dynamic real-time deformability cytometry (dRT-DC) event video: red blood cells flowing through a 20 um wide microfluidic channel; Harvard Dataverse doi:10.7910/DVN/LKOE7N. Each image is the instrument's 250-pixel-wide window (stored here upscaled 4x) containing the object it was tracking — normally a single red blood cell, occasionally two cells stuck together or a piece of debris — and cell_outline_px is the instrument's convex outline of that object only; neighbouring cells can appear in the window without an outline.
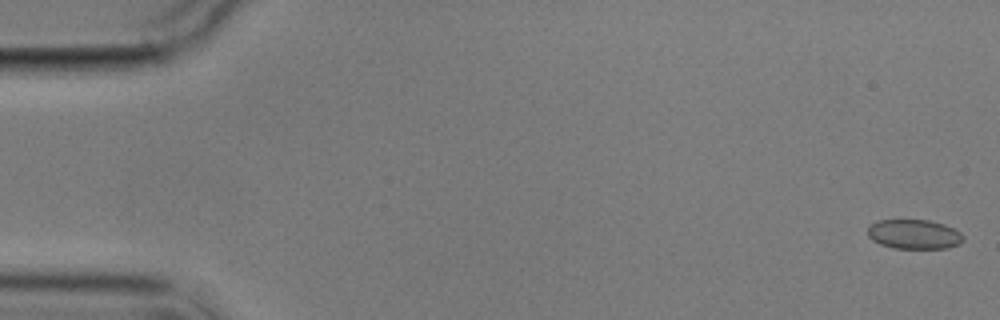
{"species": "common noctule bat (a hibernating species)", "species_latin": "Nyctalus noctula", "temperature_condition": "cold", "stored_images_in_passage": 8, "camera_frame_rate_fps": 3000, "um_per_image_px": 0.085, "animal": {"sex": "male", "body_mass_g": 17.9}, "frame": {"image": 1, "passage_image": 1, "time_ms": 0.0, "image_size_px": [1000, 320], "cell_outline_px": [[964, 240], [960, 244], [948, 248], [896, 248], [880, 244], [872, 240], [868, 236], [868, 228], [876, 220], [928, 220], [944, 224], [960, 232], [964, 236]], "centroid_in_image_um": [77.71, 19.91], "position_along_channel_um": 7.3, "area_um2": 16.42}}
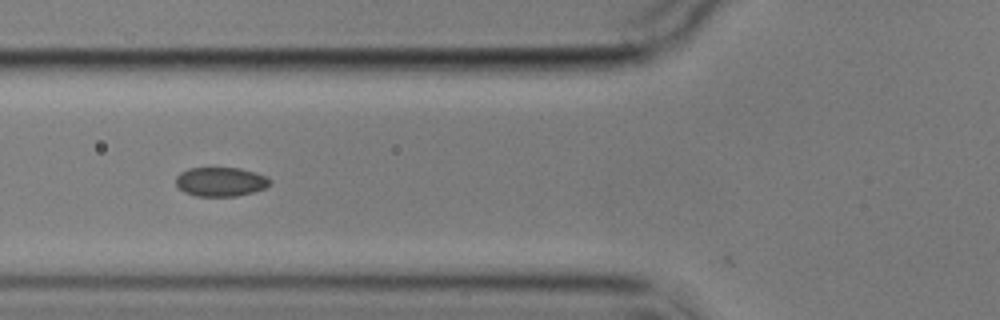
{"frame": {"image": 2, "passage_image": 6, "time_ms": 6.667, "image_size_px": [1000, 320], "cell_outline_px": [[272, 180], [264, 188], [252, 192], [236, 196], [196, 196], [184, 192], [176, 184], [176, 176], [180, 172], [188, 168], [240, 168], [256, 172], [268, 176]], "centroid_in_image_um": [18.75, 15.44], "position_along_channel_um": 107.0, "area_um2": 16.01}}
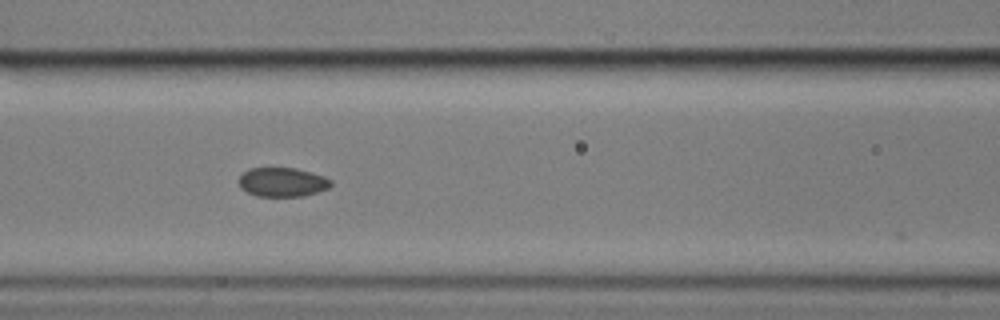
{"frame": {"image": 3, "passage_image": 7, "time_ms": 7.667, "image_size_px": [1000, 320], "cell_outline_px": [[332, 184], [328, 188], [304, 196], [256, 196], [240, 188], [236, 180], [248, 168], [296, 168], [324, 176], [332, 180]], "centroid_in_image_um": [23.97, 15.48], "position_along_channel_um": 142.6, "area_um2": 15.72}}